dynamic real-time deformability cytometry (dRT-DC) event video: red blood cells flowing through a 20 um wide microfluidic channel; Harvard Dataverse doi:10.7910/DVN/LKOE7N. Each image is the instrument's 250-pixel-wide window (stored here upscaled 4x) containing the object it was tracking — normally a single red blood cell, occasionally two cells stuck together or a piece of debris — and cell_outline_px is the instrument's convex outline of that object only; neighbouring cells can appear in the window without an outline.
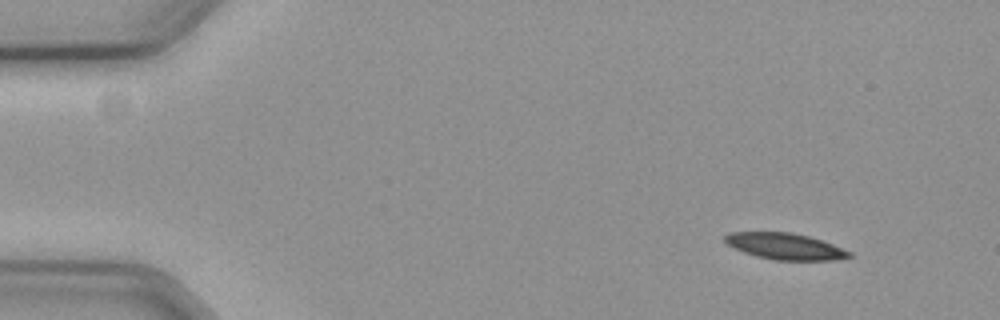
{"species": "common noctule bat (a hibernating species)", "species_latin": "Nyctalus noctula", "temperature_condition": "cold", "stored_images_in_passage": 8, "camera_frame_rate_fps": 3000, "um_per_image_px": 0.085, "animal": {"sex": "female", "body_mass_g": 19.3, "forearm_length_mm": 54.1}, "frame": {"image": 1, "passage_image": 1, "time_ms": 0.0, "image_size_px": [1000, 320], "cell_outline_px": [[852, 256], [832, 260], [776, 260], [756, 256], [744, 252], [728, 244], [724, 240], [724, 236], [728, 232], [792, 232], [808, 236], [832, 244], [852, 252]], "centroid_in_image_um": [66.72, 20.93], "position_along_channel_um": 18.3, "area_um2": 18.9}}